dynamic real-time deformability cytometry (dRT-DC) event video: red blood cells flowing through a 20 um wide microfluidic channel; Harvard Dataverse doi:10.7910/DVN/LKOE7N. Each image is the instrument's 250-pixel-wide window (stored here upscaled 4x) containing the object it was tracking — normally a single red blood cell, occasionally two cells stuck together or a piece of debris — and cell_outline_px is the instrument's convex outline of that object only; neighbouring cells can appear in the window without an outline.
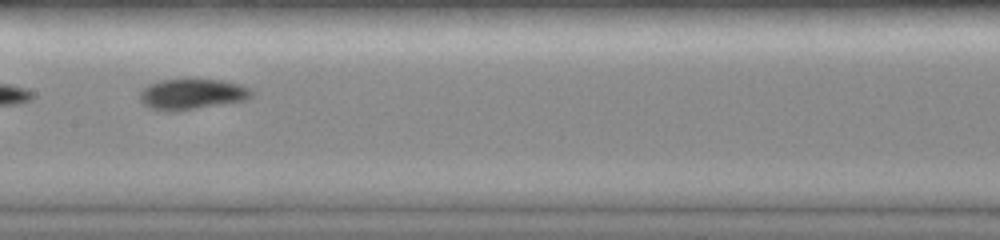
{"species": "common noctule bat (a hibernating species)", "species_latin": "Nyctalus noctula", "temperature_condition": "room temperature", "stored_images_in_passage": 29, "camera_frame_rate_fps": 3000, "um_per_image_px": 0.085, "animal": {"sex": "female", "body_mass_g": 19.0, "forearm_length_mm": 51.5}, "frame": {"image": 1, "passage_image": 16, "time_ms": 7.667, "image_size_px": [1000, 240], "cell_outline_px": [[256, 92], [252, 96], [244, 100], [176, 112], [164, 112], [148, 108], [140, 100], [140, 92], [148, 84], [160, 80], [224, 80], [240, 84]], "centroid_in_image_um": [16.3, 8.02], "position_along_channel_um": 191.1, "area_um2": 20.06}}
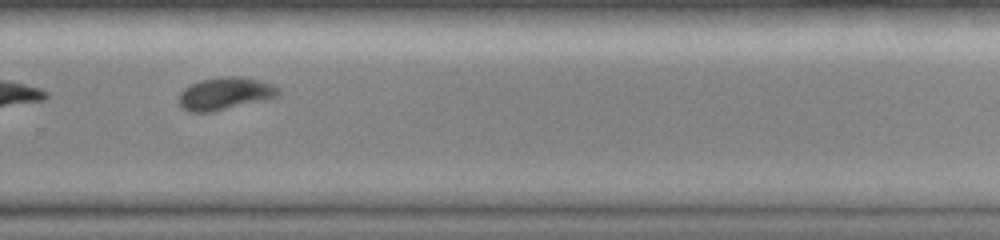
{"frame": {"image": 2, "passage_image": 21, "time_ms": 10.667, "image_size_px": [1000, 240], "cell_outline_px": [[280, 92], [276, 96], [264, 100], [212, 112], [192, 112], [180, 108], [180, 92], [184, 88], [200, 80], [228, 76], [240, 76], [272, 84], [280, 88]], "centroid_in_image_um": [19.12, 7.96], "position_along_channel_um": 310.7, "area_um2": 18.61}}
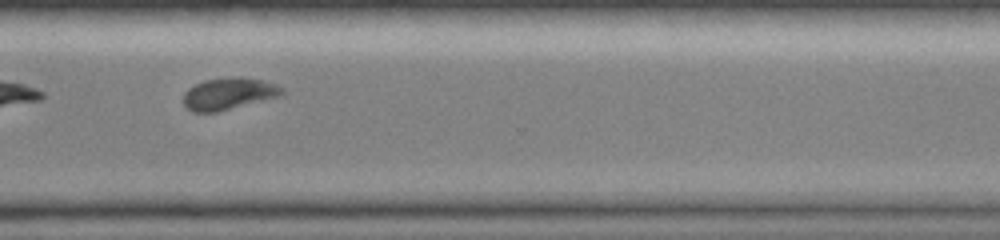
{"frame": {"image": 3, "passage_image": 23, "time_ms": 11.667, "image_size_px": [1000, 240], "cell_outline_px": [[284, 92], [280, 96], [216, 112], [192, 112], [184, 104], [184, 92], [188, 88], [204, 80], [236, 76], [240, 76], [260, 80], [276, 84], [284, 88]], "centroid_in_image_um": [19.44, 7.95], "position_along_channel_um": 351.2, "area_um2": 18.21}, "authors_computed_cell_mechanics": {"area_um2": 19.5364, "velocity_mm_per_s": 4.007, "shape_relaxation_time_tau1_ms": 4.5249, "shape_relaxation_time_tau2_ms": 3.3407, "deformation_change_tau1": 0.1756, "deformation_change_tau2": 0.0697}}